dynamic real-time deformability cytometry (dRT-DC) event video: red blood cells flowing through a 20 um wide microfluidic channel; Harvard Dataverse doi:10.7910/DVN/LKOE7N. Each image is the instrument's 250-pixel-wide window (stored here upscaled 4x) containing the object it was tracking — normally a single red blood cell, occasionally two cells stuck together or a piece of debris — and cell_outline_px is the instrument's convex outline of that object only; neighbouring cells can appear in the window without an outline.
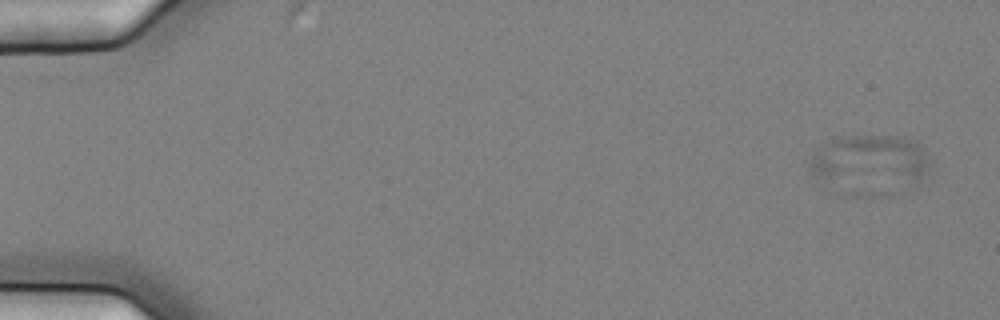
{"species": "common noctule bat (a hibernating species)", "species_latin": "Nyctalus noctula", "temperature_condition": "cold", "stored_images_in_passage": 5, "camera_frame_rate_fps": 3000, "um_per_image_px": 0.085, "animal": {"sex": "female", "body_mass_g": 25.1}, "frame": {"image": 1, "passage_image": 1, "time_ms": 0.0, "image_size_px": [1000, 320], "cell_outline_px": [[928, 168], [920, 176], [916, 176], [816, 172], [808, 168], [812, 156], [816, 152], [832, 140], [852, 136], [888, 136], [916, 140], [920, 148]], "centroid_in_image_um": [73.98, 13.31], "position_along_channel_um": 11.0, "area_um2": 28.03}}